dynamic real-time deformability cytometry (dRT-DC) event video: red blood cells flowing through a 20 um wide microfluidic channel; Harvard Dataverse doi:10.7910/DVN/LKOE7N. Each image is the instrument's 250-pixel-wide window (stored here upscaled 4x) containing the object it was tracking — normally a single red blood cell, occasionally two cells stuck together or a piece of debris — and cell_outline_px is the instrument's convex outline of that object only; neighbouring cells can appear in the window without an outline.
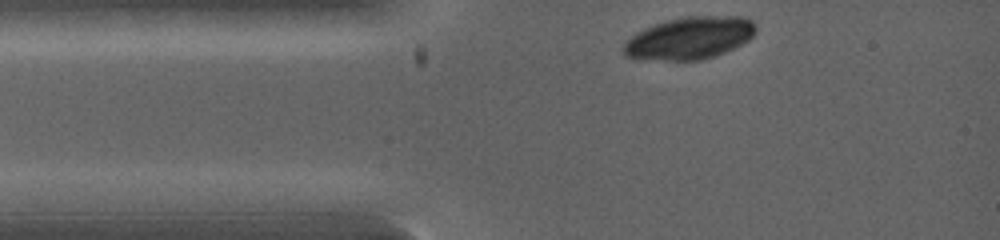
{"species": "common noctule bat (a hibernating species)", "species_latin": "Nyctalus noctula", "temperature_condition": "warm", "stored_images_in_passage": 2, "camera_frame_rate_fps": 5000, "um_per_image_px": 0.085, "animal": {"sex": "female", "body_mass_g": 19.0, "forearm_length_mm": 53.3}, "frame": {"image": 1, "passage_image": 1, "time_ms": 0.0, "image_size_px": [1000, 240], "cell_outline_px": [[756, 32], [748, 40], [724, 52], [700, 60], [664, 60], [624, 56], [620, 48], [624, 40], [636, 32], [644, 28], [668, 20], [688, 16], [740, 16], [752, 20], [756, 24]], "centroid_in_image_um": [58.58, 3.22], "position_along_channel_um": 26.4, "area_um2": 32.54}}